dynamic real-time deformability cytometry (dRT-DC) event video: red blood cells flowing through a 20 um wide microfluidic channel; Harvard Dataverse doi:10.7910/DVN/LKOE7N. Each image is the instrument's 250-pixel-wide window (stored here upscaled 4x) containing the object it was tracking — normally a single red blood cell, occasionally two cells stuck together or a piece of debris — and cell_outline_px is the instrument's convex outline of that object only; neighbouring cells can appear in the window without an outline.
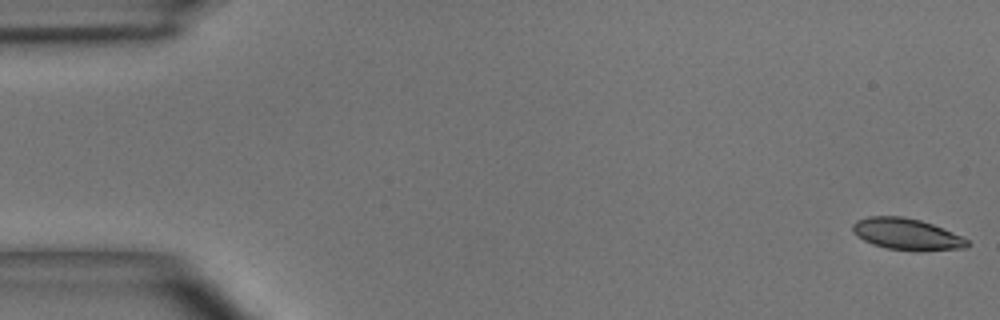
{"species": "common noctule bat (a hibernating species)", "species_latin": "Nyctalus noctula", "temperature_condition": "room temperature", "stored_images_in_passage": 49, "camera_frame_rate_fps": 3000, "um_per_image_px": 0.085, "animal": {"sex": "male", "body_mass_g": 15.6}, "frame": {"image": 1, "passage_image": 1, "time_ms": 0.0, "image_size_px": [1000, 320], "cell_outline_px": [[968, 248], [916, 252], [884, 248], [872, 244], [856, 236], [852, 232], [852, 224], [856, 220], [868, 216], [904, 216], [920, 220], [932, 224], [952, 232], [968, 240]], "centroid_in_image_um": [77.04, 19.92], "position_along_channel_um": 8.0, "area_um2": 21.39}}
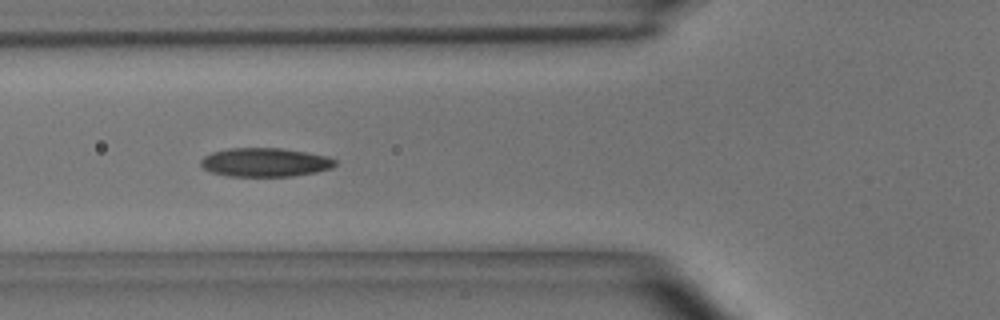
{"frame": {"image": 2, "passage_image": 18, "time_ms": 5.667, "image_size_px": [1000, 320], "cell_outline_px": [[336, 164], [332, 168], [316, 172], [292, 176], [228, 176], [212, 172], [204, 168], [200, 164], [200, 160], [204, 156], [212, 152], [228, 148], [280, 148], [328, 156], [336, 160]], "centroid_in_image_um": [22.53, 13.79], "position_along_channel_um": 103.3, "area_um2": 22.48}}
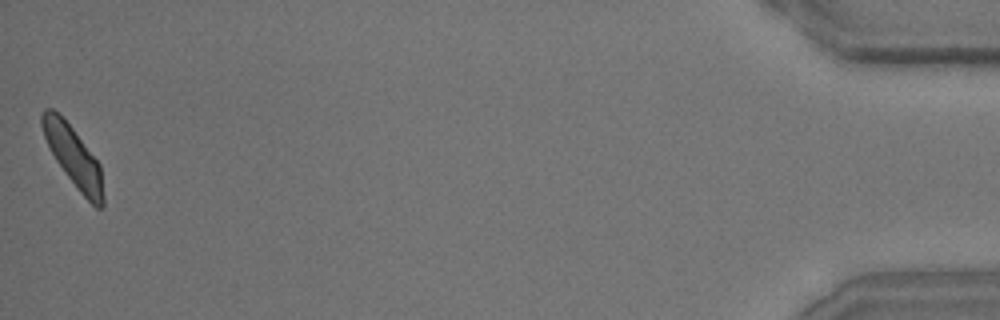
{"frame": {"image": 3, "passage_image": 49, "time_ms": 16.0, "image_size_px": [1000, 320], "cell_outline_px": [[104, 208], [96, 208], [76, 188], [64, 172], [56, 160], [44, 136], [40, 124], [40, 116], [44, 108], [52, 108], [72, 128], [100, 164], [104, 196]], "centroid_in_image_um": [6.24, 13.34], "position_along_channel_um": 429.0, "area_um2": 21.15}, "authors_computed_cell_mechanics": {"area_um2": 22.0796, "velocity_mm_per_s": 4.0505, "shape_relaxation_time_tau1_ms": 4.3559, "shape_relaxation_time_tau2_ms": 2.709, "deformation_change_tau1": 0.1437, "deformation_change_tau2": 0.0878}}